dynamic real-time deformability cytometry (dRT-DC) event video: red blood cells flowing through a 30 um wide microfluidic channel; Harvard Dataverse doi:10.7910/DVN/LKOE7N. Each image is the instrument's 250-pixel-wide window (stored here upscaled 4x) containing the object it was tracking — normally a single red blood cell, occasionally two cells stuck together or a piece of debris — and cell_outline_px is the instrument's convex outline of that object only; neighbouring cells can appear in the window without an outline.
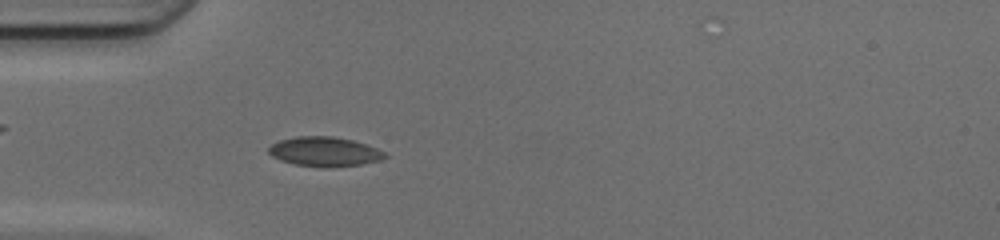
{"species": "common noctule bat (a hibernating species)", "species_latin": "Nyctalus noctula", "temperature_condition": "cold", "stored_images_in_passage": 49, "camera_frame_rate_fps": 3000, "um_per_image_px": 0.085, "animal": {"sex": "female", "body_mass_g": 17.0, "forearm_length_mm": 48.0}, "frame": {"image": 1, "passage_image": 15, "time_ms": 4.667, "image_size_px": [1000, 240], "cell_outline_px": [[388, 156], [380, 160], [360, 164], [296, 164], [280, 160], [272, 156], [268, 152], [268, 148], [272, 144], [280, 140], [296, 136], [332, 136], [352, 140], [376, 148], [384, 152]], "centroid_in_image_um": [27.55, 12.83], "position_along_channel_um": 57.4, "area_um2": 18.9}}
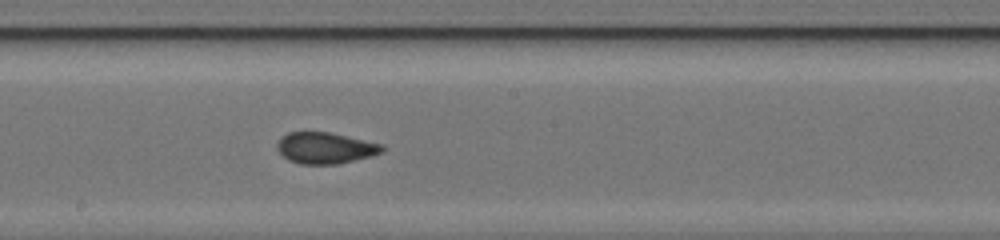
{"frame": {"image": 2, "passage_image": 27, "time_ms": 8.667, "image_size_px": [1000, 240], "cell_outline_px": [[384, 152], [336, 164], [300, 164], [288, 160], [276, 148], [276, 144], [280, 136], [288, 132], [328, 132], [384, 144]], "centroid_in_image_um": [27.61, 12.57], "position_along_channel_um": 220.6, "area_um2": 19.07}}
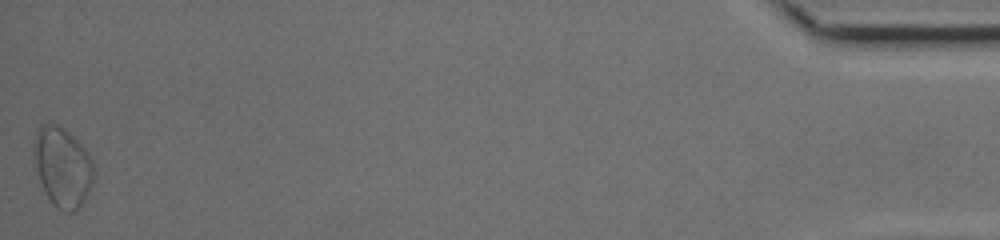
{"frame": {"image": 3, "passage_image": 49, "time_ms": 16.0, "image_size_px": [1000, 240], "cell_outline_px": [[92, 184], [84, 200], [72, 212], [64, 212], [56, 208], [52, 204], [44, 192], [36, 168], [32, 152], [32, 148], [36, 128], [40, 124], [56, 124], [64, 128], [88, 152], [92, 164]], "centroid_in_image_um": [5.26, 14.17], "position_along_channel_um": 429.9, "area_um2": 27.69}, "authors_computed_cell_mechanics": {"area_um2": 19.363, "velocity_mm_per_s": 4.1962, "shape_relaxation_time_tau1_ms": null, "shape_relaxation_time_tau2_ms": 1.2232, "deformation_change_tau1": null, "deformation_change_tau2": 0.0419}}